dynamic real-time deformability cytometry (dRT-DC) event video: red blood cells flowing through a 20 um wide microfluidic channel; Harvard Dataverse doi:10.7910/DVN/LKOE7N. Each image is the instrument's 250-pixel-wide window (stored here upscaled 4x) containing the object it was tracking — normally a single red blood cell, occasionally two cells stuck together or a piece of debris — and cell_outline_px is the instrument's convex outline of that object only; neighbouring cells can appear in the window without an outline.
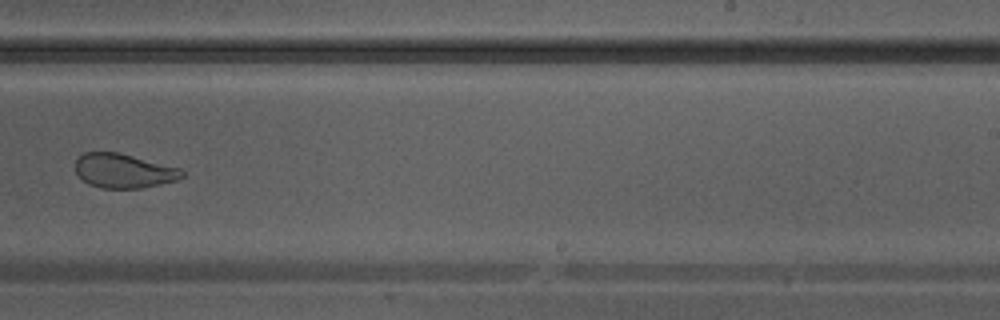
{"species": "Egyptian fruit bat (a non-hibernating species)", "species_latin": "Rousettus aegyptiacus", "temperature_condition": "warm", "stored_images_in_passage": 35, "camera_frame_rate_fps": 3000, "um_per_image_px": 0.085, "animal": {"sex": "male"}, "frame": {"image": 1, "passage_image": 25, "time_ms": 8.0, "image_size_px": [1000, 320], "cell_outline_px": [[184, 176], [176, 180], [160, 184], [140, 188], [100, 188], [88, 184], [76, 176], [76, 160], [84, 152], [116, 152], [180, 168], [184, 172]], "centroid_in_image_um": [10.48, 14.53], "position_along_channel_um": 278.5, "area_um2": 21.21}}